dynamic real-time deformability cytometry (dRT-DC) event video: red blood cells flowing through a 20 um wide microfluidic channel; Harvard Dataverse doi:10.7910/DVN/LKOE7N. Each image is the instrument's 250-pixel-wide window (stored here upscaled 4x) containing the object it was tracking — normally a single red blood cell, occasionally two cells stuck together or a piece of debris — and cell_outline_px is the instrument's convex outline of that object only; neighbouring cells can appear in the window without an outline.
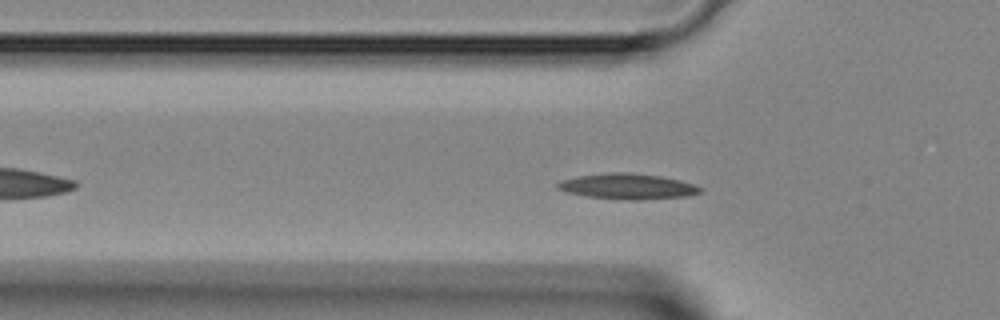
{"species": "Egyptian fruit bat (a non-hibernating species)", "species_latin": "Rousettus aegyptiacus", "temperature_condition": "room temperature", "stored_images_in_passage": 38, "camera_frame_rate_fps": 3000, "um_per_image_px": 0.085, "animal": {"sex": "female"}, "frame": {"image": 1, "passage_image": 6, "time_ms": 1.667, "image_size_px": [1000, 320], "cell_outline_px": [[704, 188], [700, 192], [688, 196], [640, 200], [628, 200], [588, 196], [568, 192], [556, 188], [556, 184], [560, 180], [580, 176], [612, 172], [632, 172], [660, 176], [680, 180]], "centroid_in_image_um": [53.37, 15.84], "position_along_channel_um": 72.4, "area_um2": 21.15}}
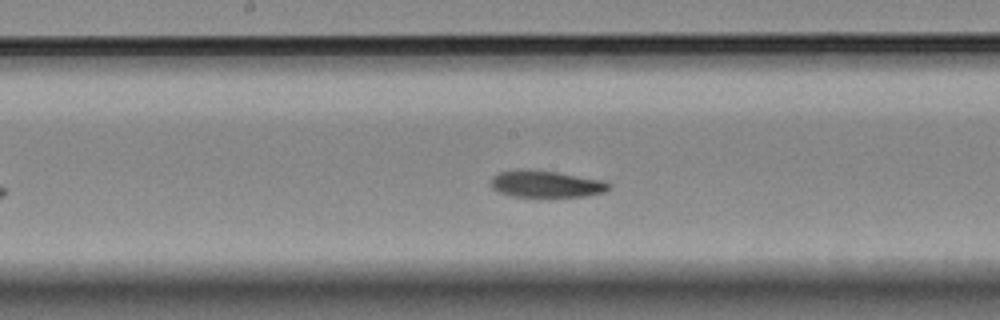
{"frame": {"image": 2, "passage_image": 15, "time_ms": 4.667, "image_size_px": [1000, 320], "cell_outline_px": [[608, 188], [604, 192], [584, 196], [512, 196], [500, 192], [492, 188], [488, 180], [496, 172], [516, 168], [524, 168], [556, 172], [604, 180], [608, 184]], "centroid_in_image_um": [46.3, 15.6], "position_along_channel_um": 201.9, "area_um2": 18.55}}
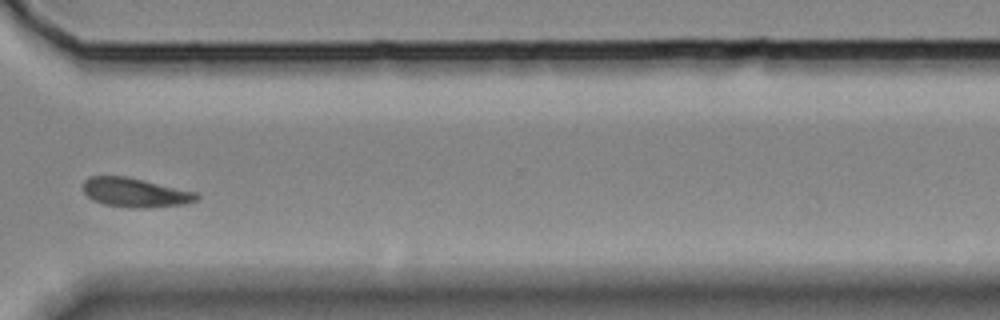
{"frame": {"image": 3, "passage_image": 26, "time_ms": 8.333, "image_size_px": [1000, 320], "cell_outline_px": [[200, 200], [184, 204], [148, 208], [132, 208], [104, 204], [92, 200], [84, 192], [84, 180], [88, 176], [124, 176], [196, 192], [200, 196]], "centroid_in_image_um": [11.5, 16.38], "position_along_channel_um": 359.1, "area_um2": 19.25}}